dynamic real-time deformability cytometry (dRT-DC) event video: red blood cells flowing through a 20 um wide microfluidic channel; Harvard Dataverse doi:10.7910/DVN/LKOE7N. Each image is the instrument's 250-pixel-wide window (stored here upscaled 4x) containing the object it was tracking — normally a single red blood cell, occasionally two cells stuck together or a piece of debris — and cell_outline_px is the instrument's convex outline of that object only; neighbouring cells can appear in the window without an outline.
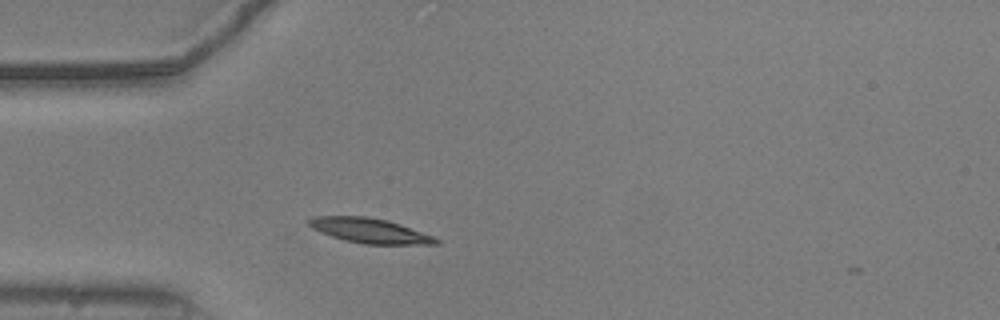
{"species": "common noctule bat (a hibernating species)", "species_latin": "Nyctalus noctula", "temperature_condition": "warm", "stored_images_in_passage": 42, "camera_frame_rate_fps": 3000, "um_per_image_px": 0.085, "animal": {"sex": "male", "body_mass_g": 20.5, "forearm_length_mm": 52.5}, "frame": {"image": 1, "passage_image": 2, "time_ms": 0.333, "image_size_px": [1000, 320], "cell_outline_px": [[440, 244], [364, 244], [344, 240], [320, 232], [312, 228], [304, 220], [312, 216], [368, 216], [388, 220], [400, 224], [432, 236], [440, 240]], "centroid_in_image_um": [31.37, 19.59], "position_along_channel_um": 53.6, "area_um2": 18.44}}
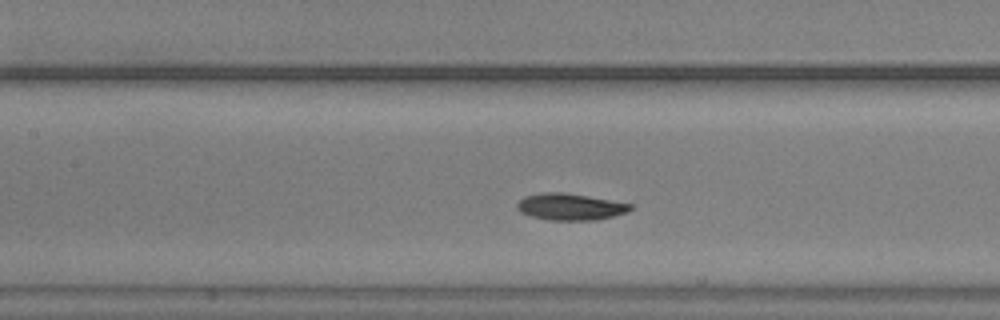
{"frame": {"image": 2, "passage_image": 11, "time_ms": 3.333, "image_size_px": [1000, 320], "cell_outline_px": [[636, 204], [628, 212], [596, 220], [548, 220], [532, 216], [520, 212], [516, 208], [516, 204], [524, 196], [544, 192], [564, 192]], "centroid_in_image_um": [48.49, 17.57], "position_along_channel_um": 158.9, "area_um2": 17.74}}
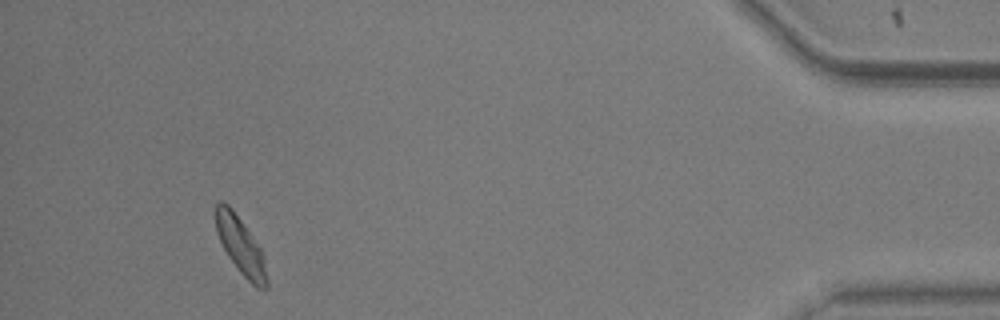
{"frame": {"image": 3, "passage_image": 37, "time_ms": 12.0, "image_size_px": [1000, 320], "cell_outline_px": [[268, 288], [256, 288], [240, 272], [228, 256], [216, 232], [216, 204], [220, 200], [224, 200], [232, 208], [260, 248], [264, 256], [268, 280]], "centroid_in_image_um": [20.46, 20.9], "position_along_channel_um": 414.7, "area_um2": 16.82}, "authors_computed_cell_mechanics": {"area_um2": 17.1377, "velocity_mm_per_s": 3.7279, "shape_relaxation_time_tau1_ms": 1.7445, "shape_relaxation_time_tau2_ms": null, "deformation_change_tau1": 0.0924, "deformation_change_tau2": null}}